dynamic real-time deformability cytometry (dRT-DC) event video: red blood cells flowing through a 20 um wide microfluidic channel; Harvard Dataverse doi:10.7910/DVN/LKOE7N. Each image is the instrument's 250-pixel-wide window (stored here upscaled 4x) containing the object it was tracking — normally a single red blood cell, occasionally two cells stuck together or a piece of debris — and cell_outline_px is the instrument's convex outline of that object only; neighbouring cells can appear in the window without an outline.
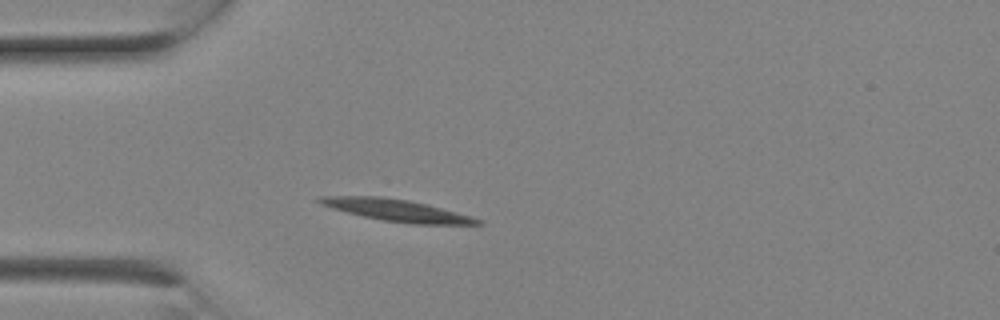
{"species": "Egyptian fruit bat (a non-hibernating species)", "species_latin": "Rousettus aegyptiacus", "temperature_condition": "room temperature", "stored_images_in_passage": 1, "camera_frame_rate_fps": 3000, "um_per_image_px": 0.085, "animal": {"sex": "female"}, "frame": {"image": 1, "passage_image": 1, "time_ms": 0.0, "image_size_px": [1000, 320], "cell_outline_px": [[484, 224], [412, 224], [384, 220], [364, 216], [332, 208], [320, 204], [316, 200], [320, 196], [380, 196], [408, 200], [472, 216], [484, 220]], "centroid_in_image_um": [33.74, 17.87], "position_along_channel_um": 51.3, "area_um2": 19.83}}